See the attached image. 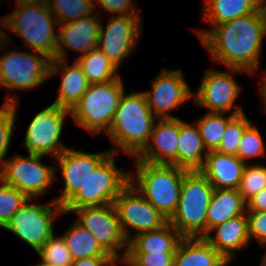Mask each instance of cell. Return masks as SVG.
Instances as JSON below:
<instances>
[{
	"instance_id": "cell-1",
	"label": "cell",
	"mask_w": 266,
	"mask_h": 266,
	"mask_svg": "<svg viewBox=\"0 0 266 266\" xmlns=\"http://www.w3.org/2000/svg\"><path fill=\"white\" fill-rule=\"evenodd\" d=\"M213 60L231 72L254 74L259 69L262 41L266 36V5L257 12L213 28L195 30Z\"/></svg>"
},
{
	"instance_id": "cell-2",
	"label": "cell",
	"mask_w": 266,
	"mask_h": 266,
	"mask_svg": "<svg viewBox=\"0 0 266 266\" xmlns=\"http://www.w3.org/2000/svg\"><path fill=\"white\" fill-rule=\"evenodd\" d=\"M156 117L150 111L147 99L141 92L123 93L112 125L106 133L117 146L110 149L118 154L121 148L131 157H136L146 146Z\"/></svg>"
},
{
	"instance_id": "cell-3",
	"label": "cell",
	"mask_w": 266,
	"mask_h": 266,
	"mask_svg": "<svg viewBox=\"0 0 266 266\" xmlns=\"http://www.w3.org/2000/svg\"><path fill=\"white\" fill-rule=\"evenodd\" d=\"M134 164L136 173H130V184L170 220L177 210L183 177L188 170L139 160H135Z\"/></svg>"
},
{
	"instance_id": "cell-4",
	"label": "cell",
	"mask_w": 266,
	"mask_h": 266,
	"mask_svg": "<svg viewBox=\"0 0 266 266\" xmlns=\"http://www.w3.org/2000/svg\"><path fill=\"white\" fill-rule=\"evenodd\" d=\"M213 191L199 170L184 174L178 207L169 220L183 238L206 236V215Z\"/></svg>"
},
{
	"instance_id": "cell-5",
	"label": "cell",
	"mask_w": 266,
	"mask_h": 266,
	"mask_svg": "<svg viewBox=\"0 0 266 266\" xmlns=\"http://www.w3.org/2000/svg\"><path fill=\"white\" fill-rule=\"evenodd\" d=\"M125 89L120 78L104 83L90 84L86 93L70 110L74 122L95 135L107 133Z\"/></svg>"
},
{
	"instance_id": "cell-6",
	"label": "cell",
	"mask_w": 266,
	"mask_h": 266,
	"mask_svg": "<svg viewBox=\"0 0 266 266\" xmlns=\"http://www.w3.org/2000/svg\"><path fill=\"white\" fill-rule=\"evenodd\" d=\"M4 15L10 31L22 38L26 47L56 59L58 23L48 6L17 4Z\"/></svg>"
},
{
	"instance_id": "cell-7",
	"label": "cell",
	"mask_w": 266,
	"mask_h": 266,
	"mask_svg": "<svg viewBox=\"0 0 266 266\" xmlns=\"http://www.w3.org/2000/svg\"><path fill=\"white\" fill-rule=\"evenodd\" d=\"M116 155L111 153L90 174L85 186L63 206L64 213H69L76 208L114 203L121 191L130 183V173L116 167Z\"/></svg>"
},
{
	"instance_id": "cell-8",
	"label": "cell",
	"mask_w": 266,
	"mask_h": 266,
	"mask_svg": "<svg viewBox=\"0 0 266 266\" xmlns=\"http://www.w3.org/2000/svg\"><path fill=\"white\" fill-rule=\"evenodd\" d=\"M78 215L76 222L88 230L101 248L115 261L124 262L128 241L126 240L114 204L81 207L72 210ZM120 250H123V253Z\"/></svg>"
},
{
	"instance_id": "cell-9",
	"label": "cell",
	"mask_w": 266,
	"mask_h": 266,
	"mask_svg": "<svg viewBox=\"0 0 266 266\" xmlns=\"http://www.w3.org/2000/svg\"><path fill=\"white\" fill-rule=\"evenodd\" d=\"M36 52V53H35ZM11 51L0 57V86L10 90H31L50 77L52 58L35 51Z\"/></svg>"
},
{
	"instance_id": "cell-10",
	"label": "cell",
	"mask_w": 266,
	"mask_h": 266,
	"mask_svg": "<svg viewBox=\"0 0 266 266\" xmlns=\"http://www.w3.org/2000/svg\"><path fill=\"white\" fill-rule=\"evenodd\" d=\"M28 199L10 218L5 229L30 245L36 253L55 233L53 219L63 214V207L55 200L36 205Z\"/></svg>"
},
{
	"instance_id": "cell-11",
	"label": "cell",
	"mask_w": 266,
	"mask_h": 266,
	"mask_svg": "<svg viewBox=\"0 0 266 266\" xmlns=\"http://www.w3.org/2000/svg\"><path fill=\"white\" fill-rule=\"evenodd\" d=\"M42 157L35 154L22 157L18 154L7 158L0 167V180L16 187L29 199L42 196L57 179V167L42 164Z\"/></svg>"
},
{
	"instance_id": "cell-12",
	"label": "cell",
	"mask_w": 266,
	"mask_h": 266,
	"mask_svg": "<svg viewBox=\"0 0 266 266\" xmlns=\"http://www.w3.org/2000/svg\"><path fill=\"white\" fill-rule=\"evenodd\" d=\"M70 110L51 104L31 120L22 144L29 154L59 156L67 146L60 142V137Z\"/></svg>"
},
{
	"instance_id": "cell-13",
	"label": "cell",
	"mask_w": 266,
	"mask_h": 266,
	"mask_svg": "<svg viewBox=\"0 0 266 266\" xmlns=\"http://www.w3.org/2000/svg\"><path fill=\"white\" fill-rule=\"evenodd\" d=\"M113 204L128 242L139 233L160 229L169 222L130 183L121 191ZM131 231L135 233L132 234Z\"/></svg>"
},
{
	"instance_id": "cell-14",
	"label": "cell",
	"mask_w": 266,
	"mask_h": 266,
	"mask_svg": "<svg viewBox=\"0 0 266 266\" xmlns=\"http://www.w3.org/2000/svg\"><path fill=\"white\" fill-rule=\"evenodd\" d=\"M140 16H112L106 28L101 21L98 48L118 69L121 62L130 56L138 45L142 34Z\"/></svg>"
},
{
	"instance_id": "cell-15",
	"label": "cell",
	"mask_w": 266,
	"mask_h": 266,
	"mask_svg": "<svg viewBox=\"0 0 266 266\" xmlns=\"http://www.w3.org/2000/svg\"><path fill=\"white\" fill-rule=\"evenodd\" d=\"M241 90L232 74L208 69L193 97L194 102L207 108L210 113L231 112V115L236 116L244 113L241 106L234 109V102Z\"/></svg>"
},
{
	"instance_id": "cell-16",
	"label": "cell",
	"mask_w": 266,
	"mask_h": 266,
	"mask_svg": "<svg viewBox=\"0 0 266 266\" xmlns=\"http://www.w3.org/2000/svg\"><path fill=\"white\" fill-rule=\"evenodd\" d=\"M181 70L163 69L152 81L151 91H143L150 111L157 119L177 118L169 111L193 97Z\"/></svg>"
},
{
	"instance_id": "cell-17",
	"label": "cell",
	"mask_w": 266,
	"mask_h": 266,
	"mask_svg": "<svg viewBox=\"0 0 266 266\" xmlns=\"http://www.w3.org/2000/svg\"><path fill=\"white\" fill-rule=\"evenodd\" d=\"M110 150L100 153H85L66 148L55 159L59 172L64 177V189L55 201L62 207L85 186L91 173L111 154Z\"/></svg>"
},
{
	"instance_id": "cell-18",
	"label": "cell",
	"mask_w": 266,
	"mask_h": 266,
	"mask_svg": "<svg viewBox=\"0 0 266 266\" xmlns=\"http://www.w3.org/2000/svg\"><path fill=\"white\" fill-rule=\"evenodd\" d=\"M58 24L56 59L67 60V50L84 55L98 46L101 14ZM61 28V29H60Z\"/></svg>"
},
{
	"instance_id": "cell-19",
	"label": "cell",
	"mask_w": 266,
	"mask_h": 266,
	"mask_svg": "<svg viewBox=\"0 0 266 266\" xmlns=\"http://www.w3.org/2000/svg\"><path fill=\"white\" fill-rule=\"evenodd\" d=\"M180 132V118L159 119L154 124L148 143L134 160L155 165L177 167V150Z\"/></svg>"
},
{
	"instance_id": "cell-20",
	"label": "cell",
	"mask_w": 266,
	"mask_h": 266,
	"mask_svg": "<svg viewBox=\"0 0 266 266\" xmlns=\"http://www.w3.org/2000/svg\"><path fill=\"white\" fill-rule=\"evenodd\" d=\"M246 164L235 155L208 151L199 171L214 189H238Z\"/></svg>"
},
{
	"instance_id": "cell-21",
	"label": "cell",
	"mask_w": 266,
	"mask_h": 266,
	"mask_svg": "<svg viewBox=\"0 0 266 266\" xmlns=\"http://www.w3.org/2000/svg\"><path fill=\"white\" fill-rule=\"evenodd\" d=\"M62 73L58 97L52 104L71 110L86 93L90 83L76 61L70 66L66 60L52 59L50 77Z\"/></svg>"
},
{
	"instance_id": "cell-22",
	"label": "cell",
	"mask_w": 266,
	"mask_h": 266,
	"mask_svg": "<svg viewBox=\"0 0 266 266\" xmlns=\"http://www.w3.org/2000/svg\"><path fill=\"white\" fill-rule=\"evenodd\" d=\"M210 232H215L211 236ZM223 257L234 258L235 252L249 245L247 214L230 218L214 228L204 237Z\"/></svg>"
},
{
	"instance_id": "cell-23",
	"label": "cell",
	"mask_w": 266,
	"mask_h": 266,
	"mask_svg": "<svg viewBox=\"0 0 266 266\" xmlns=\"http://www.w3.org/2000/svg\"><path fill=\"white\" fill-rule=\"evenodd\" d=\"M246 211L247 203L238 189H214L206 215V235L215 226Z\"/></svg>"
},
{
	"instance_id": "cell-24",
	"label": "cell",
	"mask_w": 266,
	"mask_h": 266,
	"mask_svg": "<svg viewBox=\"0 0 266 266\" xmlns=\"http://www.w3.org/2000/svg\"><path fill=\"white\" fill-rule=\"evenodd\" d=\"M177 150V167L188 171L199 170L206 158V150L197 124L180 119V132ZM204 154V156H203Z\"/></svg>"
},
{
	"instance_id": "cell-25",
	"label": "cell",
	"mask_w": 266,
	"mask_h": 266,
	"mask_svg": "<svg viewBox=\"0 0 266 266\" xmlns=\"http://www.w3.org/2000/svg\"><path fill=\"white\" fill-rule=\"evenodd\" d=\"M183 237L168 222L160 229L142 232L128 242L127 253L176 252Z\"/></svg>"
},
{
	"instance_id": "cell-26",
	"label": "cell",
	"mask_w": 266,
	"mask_h": 266,
	"mask_svg": "<svg viewBox=\"0 0 266 266\" xmlns=\"http://www.w3.org/2000/svg\"><path fill=\"white\" fill-rule=\"evenodd\" d=\"M202 20L212 26L257 12L259 0H203Z\"/></svg>"
},
{
	"instance_id": "cell-27",
	"label": "cell",
	"mask_w": 266,
	"mask_h": 266,
	"mask_svg": "<svg viewBox=\"0 0 266 266\" xmlns=\"http://www.w3.org/2000/svg\"><path fill=\"white\" fill-rule=\"evenodd\" d=\"M223 256L204 238H182L173 266H214Z\"/></svg>"
},
{
	"instance_id": "cell-28",
	"label": "cell",
	"mask_w": 266,
	"mask_h": 266,
	"mask_svg": "<svg viewBox=\"0 0 266 266\" xmlns=\"http://www.w3.org/2000/svg\"><path fill=\"white\" fill-rule=\"evenodd\" d=\"M76 58L75 61L90 84L113 81L121 77L118 75V68L98 47Z\"/></svg>"
},
{
	"instance_id": "cell-29",
	"label": "cell",
	"mask_w": 266,
	"mask_h": 266,
	"mask_svg": "<svg viewBox=\"0 0 266 266\" xmlns=\"http://www.w3.org/2000/svg\"><path fill=\"white\" fill-rule=\"evenodd\" d=\"M73 260L89 257H110L96 241V238L76 221L63 233Z\"/></svg>"
},
{
	"instance_id": "cell-30",
	"label": "cell",
	"mask_w": 266,
	"mask_h": 266,
	"mask_svg": "<svg viewBox=\"0 0 266 266\" xmlns=\"http://www.w3.org/2000/svg\"><path fill=\"white\" fill-rule=\"evenodd\" d=\"M234 117L229 115L226 117V113H210L207 112L197 121L203 144L207 151H214L218 148L224 132L227 127V123Z\"/></svg>"
},
{
	"instance_id": "cell-31",
	"label": "cell",
	"mask_w": 266,
	"mask_h": 266,
	"mask_svg": "<svg viewBox=\"0 0 266 266\" xmlns=\"http://www.w3.org/2000/svg\"><path fill=\"white\" fill-rule=\"evenodd\" d=\"M50 12L58 24L92 15L97 9L94 0H50Z\"/></svg>"
},
{
	"instance_id": "cell-32",
	"label": "cell",
	"mask_w": 266,
	"mask_h": 266,
	"mask_svg": "<svg viewBox=\"0 0 266 266\" xmlns=\"http://www.w3.org/2000/svg\"><path fill=\"white\" fill-rule=\"evenodd\" d=\"M18 102L16 94H8L0 108V167L7 160L5 157L13 135Z\"/></svg>"
},
{
	"instance_id": "cell-33",
	"label": "cell",
	"mask_w": 266,
	"mask_h": 266,
	"mask_svg": "<svg viewBox=\"0 0 266 266\" xmlns=\"http://www.w3.org/2000/svg\"><path fill=\"white\" fill-rule=\"evenodd\" d=\"M37 254L43 263L50 266H71L74 261L63 236L55 237V233Z\"/></svg>"
},
{
	"instance_id": "cell-34",
	"label": "cell",
	"mask_w": 266,
	"mask_h": 266,
	"mask_svg": "<svg viewBox=\"0 0 266 266\" xmlns=\"http://www.w3.org/2000/svg\"><path fill=\"white\" fill-rule=\"evenodd\" d=\"M252 123L249 121L246 114L234 116L228 123L224 136L216 149V151L237 156L239 143L244 133V130Z\"/></svg>"
},
{
	"instance_id": "cell-35",
	"label": "cell",
	"mask_w": 266,
	"mask_h": 266,
	"mask_svg": "<svg viewBox=\"0 0 266 266\" xmlns=\"http://www.w3.org/2000/svg\"><path fill=\"white\" fill-rule=\"evenodd\" d=\"M0 227L5 228L13 214L29 199L12 185L0 180Z\"/></svg>"
},
{
	"instance_id": "cell-36",
	"label": "cell",
	"mask_w": 266,
	"mask_h": 266,
	"mask_svg": "<svg viewBox=\"0 0 266 266\" xmlns=\"http://www.w3.org/2000/svg\"><path fill=\"white\" fill-rule=\"evenodd\" d=\"M266 187V166L262 164H246L241 178L238 192L247 202L256 193Z\"/></svg>"
},
{
	"instance_id": "cell-37",
	"label": "cell",
	"mask_w": 266,
	"mask_h": 266,
	"mask_svg": "<svg viewBox=\"0 0 266 266\" xmlns=\"http://www.w3.org/2000/svg\"><path fill=\"white\" fill-rule=\"evenodd\" d=\"M265 144L258 128L252 123L244 130L239 143L237 157L245 164L251 158L265 155Z\"/></svg>"
},
{
	"instance_id": "cell-38",
	"label": "cell",
	"mask_w": 266,
	"mask_h": 266,
	"mask_svg": "<svg viewBox=\"0 0 266 266\" xmlns=\"http://www.w3.org/2000/svg\"><path fill=\"white\" fill-rule=\"evenodd\" d=\"M175 252L127 253V266H173Z\"/></svg>"
},
{
	"instance_id": "cell-39",
	"label": "cell",
	"mask_w": 266,
	"mask_h": 266,
	"mask_svg": "<svg viewBox=\"0 0 266 266\" xmlns=\"http://www.w3.org/2000/svg\"><path fill=\"white\" fill-rule=\"evenodd\" d=\"M248 217L249 239H255L266 248V211H246Z\"/></svg>"
},
{
	"instance_id": "cell-40",
	"label": "cell",
	"mask_w": 266,
	"mask_h": 266,
	"mask_svg": "<svg viewBox=\"0 0 266 266\" xmlns=\"http://www.w3.org/2000/svg\"><path fill=\"white\" fill-rule=\"evenodd\" d=\"M106 12L110 14H118L119 16H141L140 10L133 5L132 0H97Z\"/></svg>"
},
{
	"instance_id": "cell-41",
	"label": "cell",
	"mask_w": 266,
	"mask_h": 266,
	"mask_svg": "<svg viewBox=\"0 0 266 266\" xmlns=\"http://www.w3.org/2000/svg\"><path fill=\"white\" fill-rule=\"evenodd\" d=\"M115 262L111 257H89L75 260L71 266H112Z\"/></svg>"
},
{
	"instance_id": "cell-42",
	"label": "cell",
	"mask_w": 266,
	"mask_h": 266,
	"mask_svg": "<svg viewBox=\"0 0 266 266\" xmlns=\"http://www.w3.org/2000/svg\"><path fill=\"white\" fill-rule=\"evenodd\" d=\"M247 211H266V187L247 202Z\"/></svg>"
},
{
	"instance_id": "cell-43",
	"label": "cell",
	"mask_w": 266,
	"mask_h": 266,
	"mask_svg": "<svg viewBox=\"0 0 266 266\" xmlns=\"http://www.w3.org/2000/svg\"><path fill=\"white\" fill-rule=\"evenodd\" d=\"M4 29H9L8 22L6 20V17L3 16L2 19H0V49L9 42V36L6 32H4Z\"/></svg>"
},
{
	"instance_id": "cell-44",
	"label": "cell",
	"mask_w": 266,
	"mask_h": 266,
	"mask_svg": "<svg viewBox=\"0 0 266 266\" xmlns=\"http://www.w3.org/2000/svg\"><path fill=\"white\" fill-rule=\"evenodd\" d=\"M16 4L48 6L50 0H15Z\"/></svg>"
},
{
	"instance_id": "cell-45",
	"label": "cell",
	"mask_w": 266,
	"mask_h": 266,
	"mask_svg": "<svg viewBox=\"0 0 266 266\" xmlns=\"http://www.w3.org/2000/svg\"><path fill=\"white\" fill-rule=\"evenodd\" d=\"M262 83H260L259 85V88H260V94H261V99L263 101V104H264V108H265V111H266V71L264 73V76H263V80L261 81Z\"/></svg>"
},
{
	"instance_id": "cell-46",
	"label": "cell",
	"mask_w": 266,
	"mask_h": 266,
	"mask_svg": "<svg viewBox=\"0 0 266 266\" xmlns=\"http://www.w3.org/2000/svg\"><path fill=\"white\" fill-rule=\"evenodd\" d=\"M232 260L231 257H222L214 266H228Z\"/></svg>"
},
{
	"instance_id": "cell-47",
	"label": "cell",
	"mask_w": 266,
	"mask_h": 266,
	"mask_svg": "<svg viewBox=\"0 0 266 266\" xmlns=\"http://www.w3.org/2000/svg\"><path fill=\"white\" fill-rule=\"evenodd\" d=\"M260 266H266V252L264 253L262 259H261V264Z\"/></svg>"
},
{
	"instance_id": "cell-48",
	"label": "cell",
	"mask_w": 266,
	"mask_h": 266,
	"mask_svg": "<svg viewBox=\"0 0 266 266\" xmlns=\"http://www.w3.org/2000/svg\"><path fill=\"white\" fill-rule=\"evenodd\" d=\"M34 266H50V265L41 262V263H39V264H35Z\"/></svg>"
},
{
	"instance_id": "cell-49",
	"label": "cell",
	"mask_w": 266,
	"mask_h": 266,
	"mask_svg": "<svg viewBox=\"0 0 266 266\" xmlns=\"http://www.w3.org/2000/svg\"><path fill=\"white\" fill-rule=\"evenodd\" d=\"M263 5H266V0H259Z\"/></svg>"
}]
</instances>
